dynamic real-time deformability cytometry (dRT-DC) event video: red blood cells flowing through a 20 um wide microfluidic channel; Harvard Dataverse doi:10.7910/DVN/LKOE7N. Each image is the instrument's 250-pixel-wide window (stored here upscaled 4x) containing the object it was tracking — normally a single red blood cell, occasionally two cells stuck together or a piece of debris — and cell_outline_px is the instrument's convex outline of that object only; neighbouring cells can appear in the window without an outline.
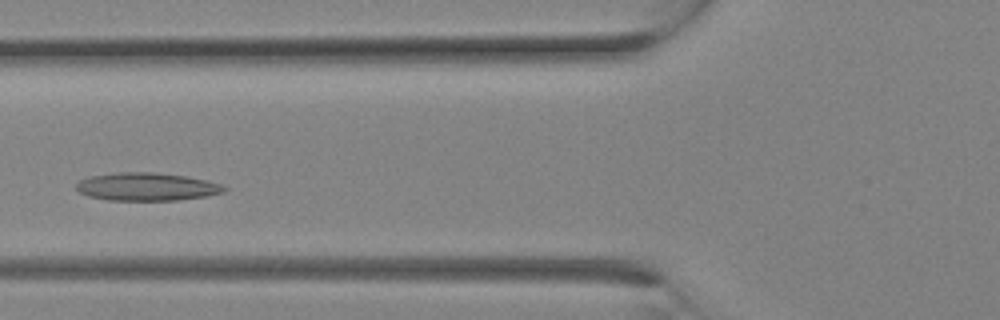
{"species": "Egyptian fruit bat (a non-hibernating species)", "species_latin": "Rousettus aegyptiacus", "temperature_condition": "room temperature", "stored_images_in_passage": 9, "camera_frame_rate_fps": 3000, "um_per_image_px": 0.085, "animal": {"sex": "female"}, "frame": {"image": 1, "passage_image": 8, "time_ms": 2.333, "image_size_px": [1000, 320], "cell_outline_px": [[228, 188], [224, 192], [208, 196], [176, 200], [108, 200], [88, 196], [80, 192], [76, 188], [76, 184], [80, 180], [88, 176], [116, 172], [156, 172], [188, 176], [208, 180], [220, 184]], "centroid_in_image_um": [12.49, 15.86], "position_along_channel_um": 113.3, "area_um2": 24.33}}